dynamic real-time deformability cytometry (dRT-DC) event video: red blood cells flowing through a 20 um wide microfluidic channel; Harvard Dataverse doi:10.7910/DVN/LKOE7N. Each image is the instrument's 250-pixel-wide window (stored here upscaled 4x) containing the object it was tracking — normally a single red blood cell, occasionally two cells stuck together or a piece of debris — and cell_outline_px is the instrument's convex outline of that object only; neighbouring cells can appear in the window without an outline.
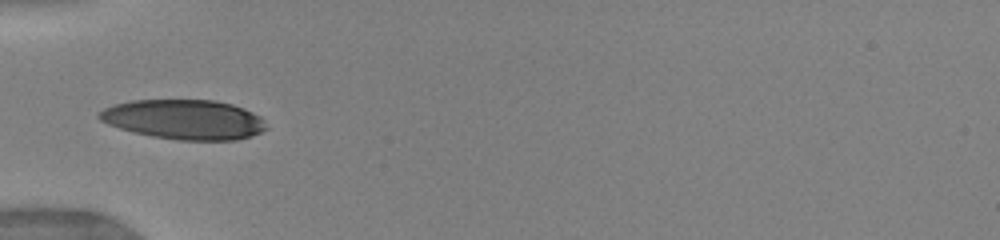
{"species": "human", "species_latin": "Homo sapiens", "temperature_condition": "warm", "stored_images_in_passage": 66, "camera_frame_rate_fps": 3000, "um_per_image_px": 0.085, "donor": {"sex": "female"}, "frame": {"image": 1, "passage_image": 1, "time_ms": 0.0, "image_size_px": [1000, 240], "cell_outline_px": [[268, 128], [252, 136], [236, 140], [176, 140], [152, 136], [120, 128], [108, 124], [100, 120], [96, 116], [104, 108], [112, 104], [132, 100], [216, 100], [232, 104], [244, 108], [260, 116], [264, 120]], "centroid_in_image_um": [15.67, 10.15], "position_along_channel_um": 69.3, "area_um2": 38.78}}
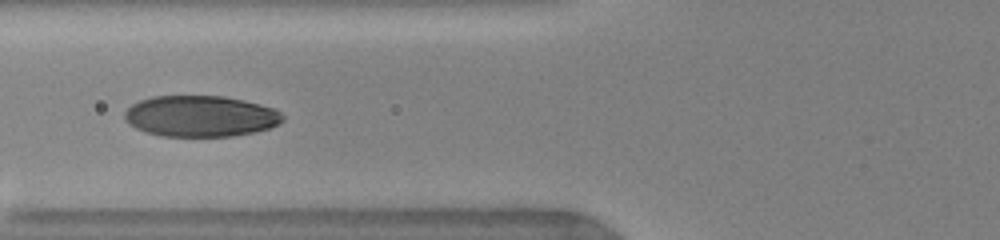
{"frame": {"image": 2, "passage_image": 7, "time_ms": 1.0, "image_size_px": [1000, 240], "cell_outline_px": [[284, 120], [280, 124], [256, 132], [232, 136], [160, 136], [144, 132], [128, 124], [124, 120], [124, 112], [132, 104], [140, 100], [152, 96], [220, 96], [244, 100], [260, 104], [272, 108], [280, 112], [284, 116]], "centroid_in_image_um": [17.03, 9.88], "position_along_channel_um": 108.8, "area_um2": 38.09}}
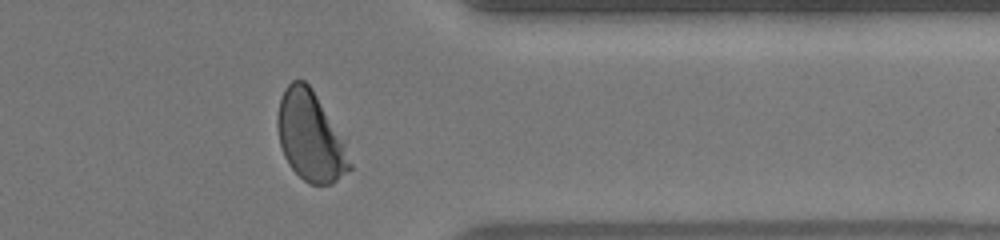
{"frame": {"image": 3, "passage_image": 46, "time_ms": 8.0, "image_size_px": [1000, 240], "cell_outline_px": [[352, 168], [332, 184], [308, 184], [288, 164], [284, 156], [280, 144], [276, 124], [276, 116], [280, 96], [284, 88], [292, 80], [304, 80], [312, 88], [344, 144], [352, 164]], "centroid_in_image_um": [26.33, 11.59], "position_along_channel_um": 385.1, "area_um2": 37.22}, "authors_computed_cell_mechanics": {"area_um2": 38.726, "velocity_mm_per_s": 4.0261, "shape_relaxation_time_tau1_ms": 2.636, "shape_relaxation_time_tau2_ms": null, "deformation_change_tau1": 0.1579, "deformation_change_tau2": null}}